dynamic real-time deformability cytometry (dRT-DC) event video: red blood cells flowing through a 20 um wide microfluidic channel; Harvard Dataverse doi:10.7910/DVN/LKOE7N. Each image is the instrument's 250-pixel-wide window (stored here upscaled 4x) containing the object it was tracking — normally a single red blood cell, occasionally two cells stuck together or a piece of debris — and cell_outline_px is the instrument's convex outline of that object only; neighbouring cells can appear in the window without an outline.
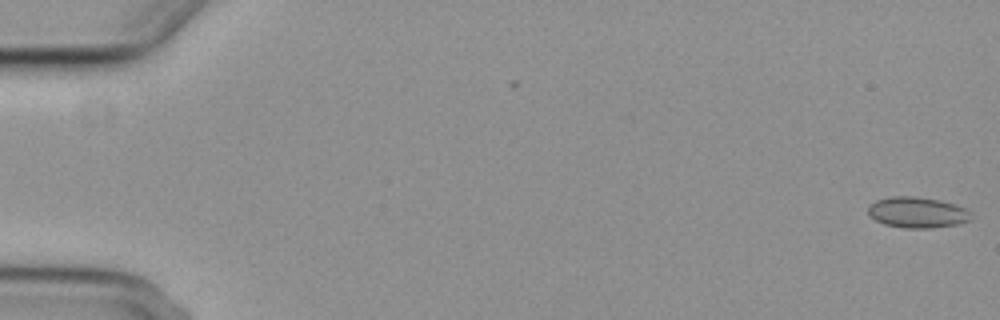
{"species": "common noctule bat (a hibernating species)", "species_latin": "Nyctalus noctula", "temperature_condition": "cold", "stored_images_in_passage": 7, "camera_frame_rate_fps": 3000, "um_per_image_px": 0.085, "animal": {"sex": "female", "body_mass_g": 29.2, "forearm_length_mm": 56.3}, "frame": {"image": 1, "passage_image": 1, "time_ms": 0.0, "image_size_px": [1000, 320], "cell_outline_px": [[968, 220], [956, 224], [928, 228], [904, 228], [884, 224], [868, 216], [868, 204], [876, 200], [892, 196], [916, 196], [940, 200], [968, 208]], "centroid_in_image_um": [77.9, 18.04], "position_along_channel_um": 7.1, "area_um2": 18.44}}
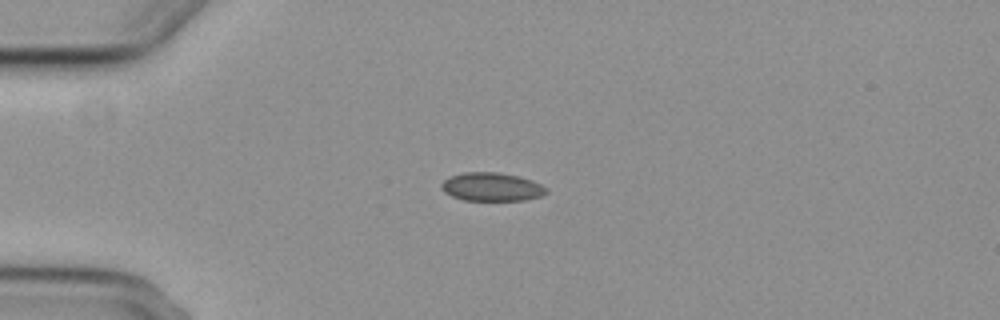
{"frame": {"image": 2, "passage_image": 5, "time_ms": 4.667, "image_size_px": [1000, 320], "cell_outline_px": [[548, 192], [540, 196], [524, 200], [464, 200], [452, 196], [444, 192], [440, 188], [440, 184], [448, 176], [464, 172], [500, 172], [520, 176], [532, 180], [548, 188]], "centroid_in_image_um": [41.78, 15.87], "position_along_channel_um": 43.2, "area_um2": 17.57}}